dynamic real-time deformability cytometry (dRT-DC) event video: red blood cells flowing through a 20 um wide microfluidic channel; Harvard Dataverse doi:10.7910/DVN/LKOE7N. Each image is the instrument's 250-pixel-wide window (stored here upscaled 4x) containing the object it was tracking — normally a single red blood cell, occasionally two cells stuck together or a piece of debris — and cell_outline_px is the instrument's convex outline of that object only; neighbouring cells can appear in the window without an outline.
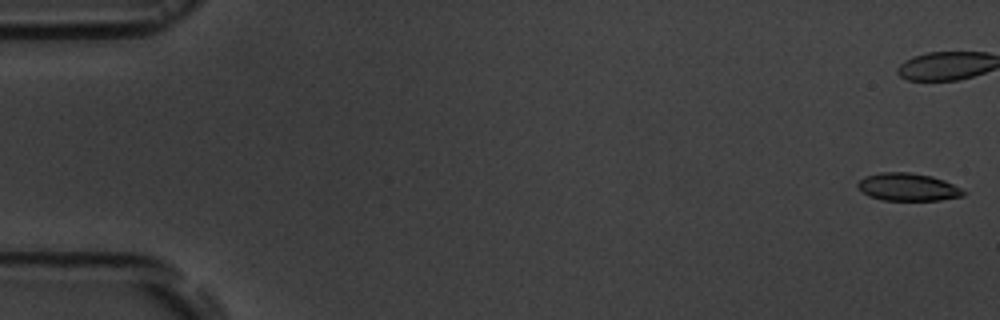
{"species": "common noctule bat (a hibernating species)", "species_latin": "Nyctalus noctula", "temperature_condition": "room temperature", "stored_images_in_passage": 4, "camera_frame_rate_fps": 3000, "um_per_image_px": 0.085, "animal": {"sex": "male", "body_mass_g": 19.5, "forearm_length_mm": 54.6}, "frame": {"image": 1, "passage_image": 1, "time_ms": 0.0, "image_size_px": [1000, 320], "cell_outline_px": [[968, 192], [964, 196], [940, 200], [884, 200], [868, 196], [856, 188], [856, 184], [864, 176], [880, 172], [908, 172], [932, 176], [944, 180]], "centroid_in_image_um": [77.15, 15.9], "position_along_channel_um": 7.9, "area_um2": 17.22}}